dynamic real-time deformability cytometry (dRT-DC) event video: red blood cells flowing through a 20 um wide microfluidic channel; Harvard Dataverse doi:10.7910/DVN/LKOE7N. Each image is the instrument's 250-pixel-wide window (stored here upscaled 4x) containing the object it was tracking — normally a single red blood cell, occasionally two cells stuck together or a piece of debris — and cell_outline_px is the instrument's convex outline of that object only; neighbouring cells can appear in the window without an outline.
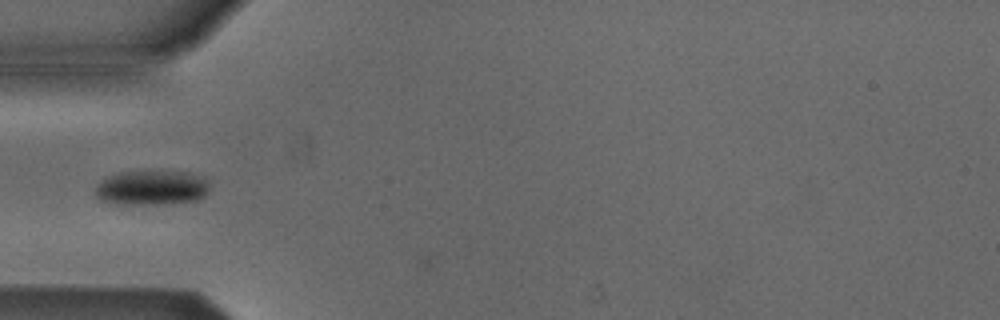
{"species": "Egyptian fruit bat (a non-hibernating species)", "species_latin": "Rousettus aegyptiacus", "temperature_condition": "cold", "stored_images_in_passage": 5, "camera_frame_rate_fps": 3000, "um_per_image_px": 0.085, "animal": {"sex": "male"}, "frame": {"image": 1, "passage_image": 4, "time_ms": 3.667, "image_size_px": [1000, 320], "cell_outline_px": [[208, 192], [204, 196], [196, 200], [168, 204], [116, 204], [100, 200], [96, 196], [96, 184], [100, 180], [108, 176], [120, 172], [188, 172], [204, 176], [208, 180]], "centroid_in_image_um": [12.89, 15.97], "position_along_channel_um": 72.1, "area_um2": 23.24}}
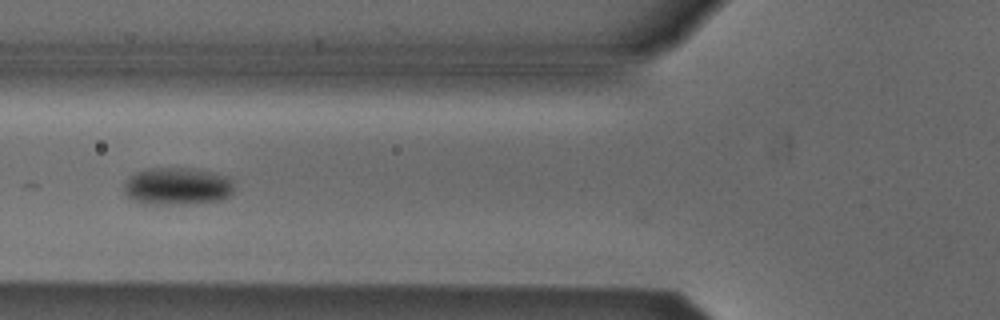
{"frame": {"image": 2, "passage_image": 5, "time_ms": 4.667, "image_size_px": [1000, 320], "cell_outline_px": [[232, 192], [228, 196], [220, 200], [180, 204], [144, 204], [132, 200], [124, 192], [124, 184], [128, 176], [144, 168], [192, 168], [216, 172], [228, 176], [232, 184]], "centroid_in_image_um": [15.02, 15.81], "position_along_channel_um": 110.8, "area_um2": 24.22}}